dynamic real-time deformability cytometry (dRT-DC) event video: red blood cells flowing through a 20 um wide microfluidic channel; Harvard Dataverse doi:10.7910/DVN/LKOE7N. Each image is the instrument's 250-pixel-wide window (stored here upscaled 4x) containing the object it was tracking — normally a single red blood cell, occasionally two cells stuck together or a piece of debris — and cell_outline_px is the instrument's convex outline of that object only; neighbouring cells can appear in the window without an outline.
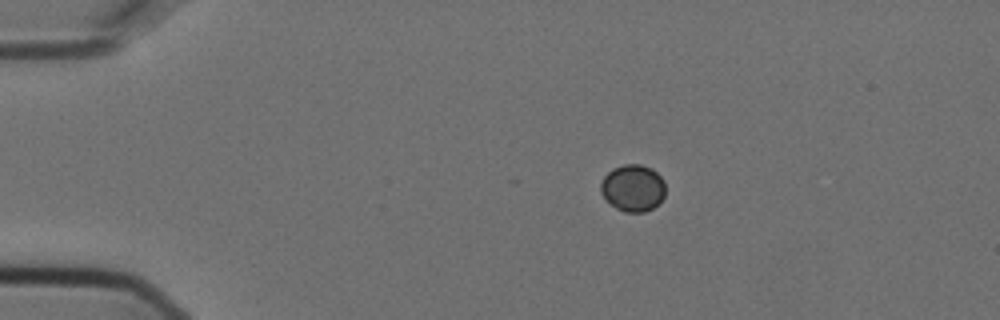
{"species": "Egyptian fruit bat (a non-hibernating species)", "species_latin": "Rousettus aegyptiacus", "temperature_condition": "cold", "stored_images_in_passage": 4, "camera_frame_rate_fps": 3000, "um_per_image_px": 0.085, "animal": {"sex": "female"}, "frame": {"image": 1, "passage_image": 1, "time_ms": 0.0, "image_size_px": [1000, 320], "cell_outline_px": [[664, 196], [652, 208], [644, 212], [624, 212], [616, 208], [604, 200], [600, 192], [600, 184], [604, 176], [612, 168], [624, 164], [640, 164], [652, 168], [664, 180]], "centroid_in_image_um": [53.76, 15.97], "position_along_channel_um": 31.2, "area_um2": 17.8}}
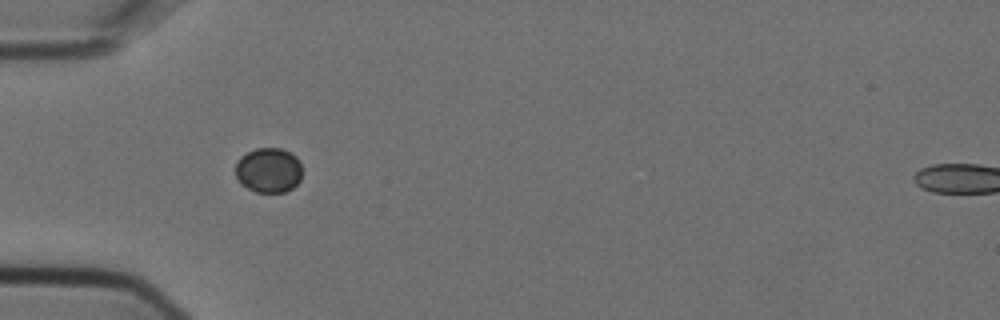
{"frame": {"image": 2, "passage_image": 3, "time_ms": 0.667, "image_size_px": [1000, 320], "cell_outline_px": [[300, 180], [292, 188], [284, 192], [256, 192], [240, 184], [236, 176], [236, 164], [240, 156], [256, 148], [280, 148], [296, 156], [300, 160]], "centroid_in_image_um": [22.81, 14.47], "position_along_channel_um": 62.2, "area_um2": 17.4}}
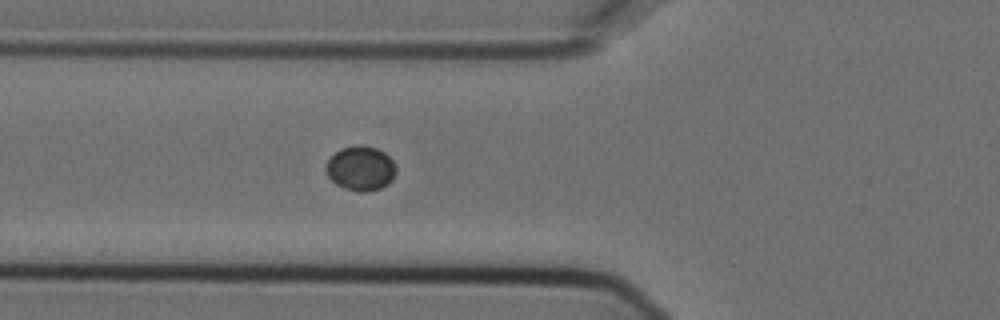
{"frame": {"image": 3, "passage_image": 4, "time_ms": 1.0, "image_size_px": [1000, 320], "cell_outline_px": [[396, 172], [392, 180], [388, 184], [380, 188], [368, 192], [356, 192], [344, 188], [336, 184], [328, 176], [324, 168], [328, 160], [340, 148], [356, 144], [364, 144], [376, 148], [384, 152], [396, 164]], "centroid_in_image_um": [30.66, 14.3], "position_along_channel_um": 95.1, "area_um2": 18.5}}